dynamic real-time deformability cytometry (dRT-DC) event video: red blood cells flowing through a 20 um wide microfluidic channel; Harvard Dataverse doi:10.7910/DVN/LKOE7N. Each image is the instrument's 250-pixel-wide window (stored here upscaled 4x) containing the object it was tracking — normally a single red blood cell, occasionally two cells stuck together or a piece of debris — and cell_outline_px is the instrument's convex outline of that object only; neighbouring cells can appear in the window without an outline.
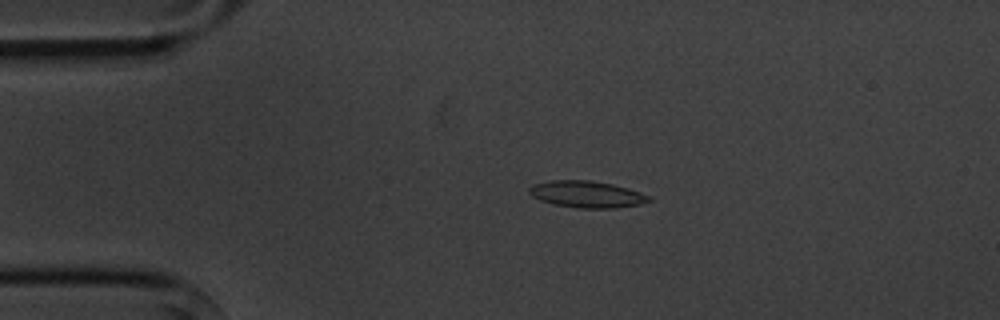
{"species": "common noctule bat (a hibernating species)", "species_latin": "Nyctalus noctula", "temperature_condition": "cold", "stored_images_in_passage": 5, "camera_frame_rate_fps": 3000, "um_per_image_px": 0.085, "animal": {"sex": "male", "body_mass_g": 20.1, "forearm_length_mm": 53.5}, "frame": {"image": 1, "passage_image": 4, "time_ms": 3.667, "image_size_px": [1000, 320], "cell_outline_px": [[652, 200], [640, 204], [616, 208], [580, 208], [552, 204], [540, 200], [532, 196], [528, 192], [528, 188], [532, 184], [552, 180], [592, 180], [612, 184], [628, 188], [652, 196]], "centroid_in_image_um": [49.87, 16.51], "position_along_channel_um": 35.1, "area_um2": 18.79}}